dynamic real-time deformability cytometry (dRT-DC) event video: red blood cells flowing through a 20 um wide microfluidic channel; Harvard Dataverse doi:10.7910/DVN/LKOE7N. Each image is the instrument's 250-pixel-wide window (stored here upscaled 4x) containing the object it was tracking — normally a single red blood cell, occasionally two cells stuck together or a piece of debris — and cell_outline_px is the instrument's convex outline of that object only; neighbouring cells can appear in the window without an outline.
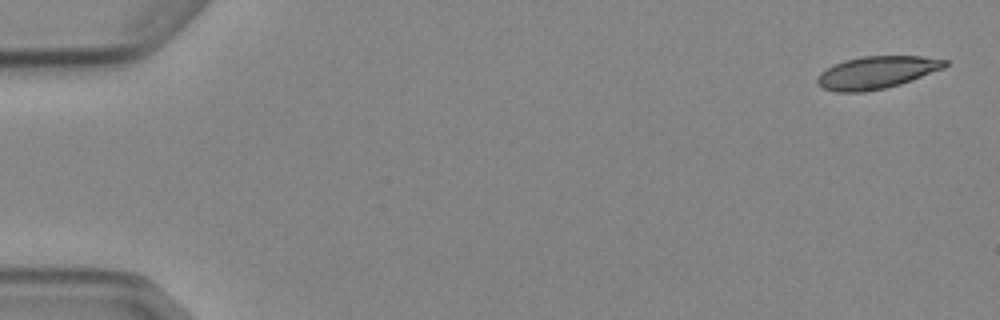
{"species": "Egyptian fruit bat (a non-hibernating species)", "species_latin": "Rousettus aegyptiacus", "temperature_condition": "cold", "stored_images_in_passage": 5, "camera_frame_rate_fps": 3000, "um_per_image_px": 0.085, "animal": {"sex": "female"}, "frame": {"image": 1, "passage_image": 1, "time_ms": 0.0, "image_size_px": [1000, 320], "cell_outline_px": [[948, 64], [944, 68], [900, 84], [884, 88], [864, 92], [836, 92], [820, 88], [816, 84], [816, 80], [820, 72], [832, 64], [844, 60], [864, 56], [920, 56], [948, 60]], "centroid_in_image_um": [74.46, 6.16], "position_along_channel_um": 10.5, "area_um2": 24.28}}
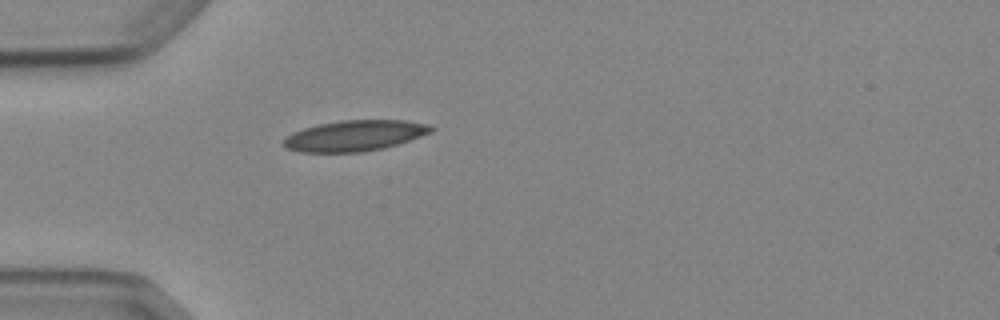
{"frame": {"image": 2, "passage_image": 5, "time_ms": 4.667, "image_size_px": [1000, 320], "cell_outline_px": [[436, 128], [432, 132], [396, 144], [380, 148], [360, 152], [300, 152], [284, 148], [280, 144], [292, 132], [304, 128], [320, 124], [340, 120], [404, 120], [428, 124]], "centroid_in_image_um": [30.11, 11.53], "position_along_channel_um": 54.9, "area_um2": 26.3}}